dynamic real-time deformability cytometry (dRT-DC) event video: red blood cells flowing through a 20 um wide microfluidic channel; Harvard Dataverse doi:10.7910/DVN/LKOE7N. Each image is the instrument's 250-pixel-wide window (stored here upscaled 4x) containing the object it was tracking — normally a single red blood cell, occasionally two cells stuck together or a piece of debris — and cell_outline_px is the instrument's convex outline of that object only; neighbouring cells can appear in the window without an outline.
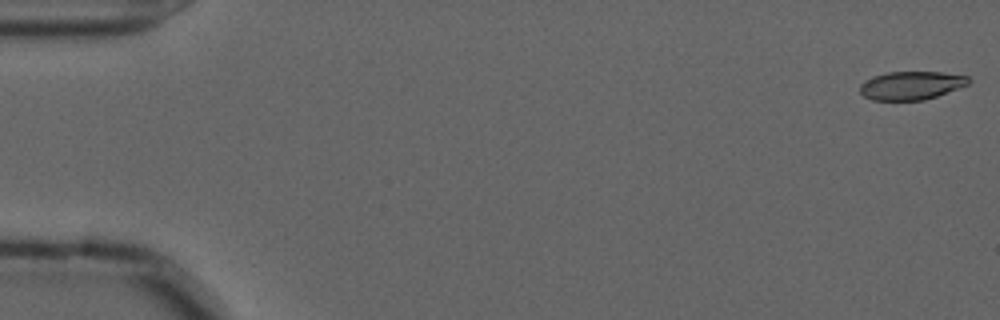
{"species": "common noctule bat (a hibernating species)", "species_latin": "Nyctalus noctula", "temperature_condition": "cold", "stored_images_in_passage": 47, "camera_frame_rate_fps": 3000, "um_per_image_px": 0.085, "animal": {"sex": "male", "forearm_length_mm": 52.5}, "frame": {"image": 1, "passage_image": 1, "time_ms": 0.0, "image_size_px": [1000, 320], "cell_outline_px": [[972, 80], [968, 84], [936, 96], [924, 100], [872, 100], [864, 96], [860, 92], [860, 84], [864, 80], [872, 76], [888, 72], [940, 72], [968, 76]], "centroid_in_image_um": [77.42, 7.26], "position_along_channel_um": 7.6, "area_um2": 17.92}}
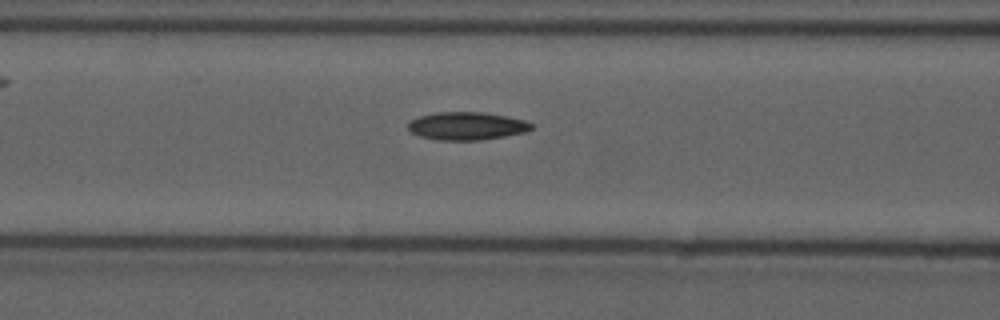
{"frame": {"image": 2, "passage_image": 23, "time_ms": 7.333, "image_size_px": [1000, 320], "cell_outline_px": [[532, 128], [524, 132], [504, 136], [480, 140], [440, 140], [420, 136], [412, 132], [408, 128], [408, 124], [412, 120], [420, 116], [436, 112], [484, 112], [508, 116], [524, 120], [532, 124]], "centroid_in_image_um": [39.68, 10.7], "position_along_channel_um": 126.9, "area_um2": 19.88}}
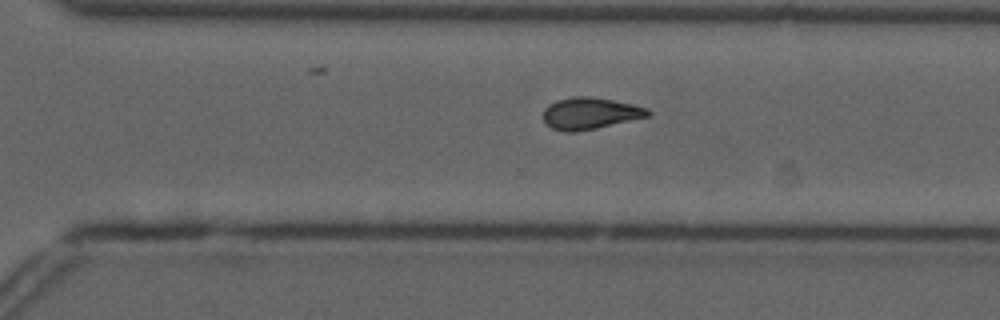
{"frame": {"image": 3, "passage_image": 39, "time_ms": 12.667, "image_size_px": [1000, 320], "cell_outline_px": [[652, 112], [648, 116], [596, 128], [576, 132], [564, 132], [552, 128], [544, 120], [544, 108], [548, 104], [556, 100], [576, 96], [588, 96], [612, 100], [632, 104], [648, 108]], "centroid_in_image_um": [50.14, 9.63], "position_along_channel_um": 320.5, "area_um2": 19.19}, "authors_computed_cell_mechanics": {"area_um2": 19.1318, "velocity_mm_per_s": 3.6373, "shape_relaxation_time_tau1_ms": 8.7967, "shape_relaxation_time_tau2_ms": 5.2321, "deformation_change_tau1": 0.1905, "deformation_change_tau2": 0.1187}}